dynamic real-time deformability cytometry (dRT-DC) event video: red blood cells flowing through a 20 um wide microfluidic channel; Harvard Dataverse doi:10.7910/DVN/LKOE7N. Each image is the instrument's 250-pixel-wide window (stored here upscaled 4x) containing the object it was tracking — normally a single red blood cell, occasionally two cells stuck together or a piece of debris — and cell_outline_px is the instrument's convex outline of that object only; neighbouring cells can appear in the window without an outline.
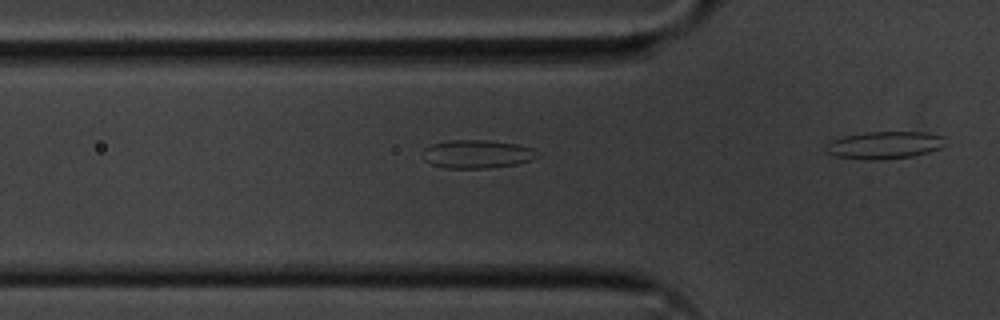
{"species": "common noctule bat (a hibernating species)", "species_latin": "Nyctalus noctula", "temperature_condition": "cold", "stored_images_in_passage": 13, "camera_frame_rate_fps": 3000, "um_per_image_px": 0.085, "animal": {"sex": "male", "body_mass_g": 20.1, "forearm_length_mm": 53.5}, "frame": {"image": 1, "passage_image": 11, "time_ms": 3.333, "image_size_px": [1000, 320], "cell_outline_px": [[544, 156], [532, 160], [516, 164], [488, 168], [444, 168], [432, 164], [424, 160], [424, 148], [432, 144], [448, 140], [484, 140], [516, 144], [532, 148], [540, 152]], "centroid_in_image_um": [40.61, 13.1], "position_along_channel_um": 85.2, "area_um2": 19.07}}